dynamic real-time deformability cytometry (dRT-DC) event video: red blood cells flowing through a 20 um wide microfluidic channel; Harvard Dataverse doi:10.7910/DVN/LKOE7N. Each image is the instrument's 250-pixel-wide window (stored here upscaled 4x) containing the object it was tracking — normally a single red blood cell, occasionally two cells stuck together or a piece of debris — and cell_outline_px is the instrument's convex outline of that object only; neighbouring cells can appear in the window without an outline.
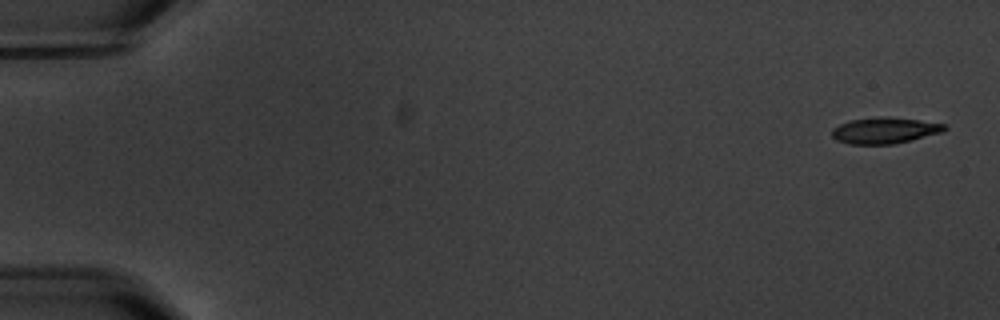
{"species": "common noctule bat (a hibernating species)", "species_latin": "Nyctalus noctula", "temperature_condition": "warm", "stored_images_in_passage": 4, "camera_frame_rate_fps": 3000, "um_per_image_px": 0.085, "animal": {"sex": "male", "body_mass_g": 20.1, "forearm_length_mm": 53.5}, "frame": {"image": 1, "passage_image": 1, "time_ms": 0.0, "image_size_px": [1000, 320], "cell_outline_px": [[948, 128], [944, 132], [912, 140], [892, 144], [852, 144], [836, 140], [832, 136], [832, 128], [840, 124], [852, 120], [884, 116], [888, 116], [948, 124]], "centroid_in_image_um": [75.26, 11.09], "position_along_channel_um": 9.7, "area_um2": 17.22}}